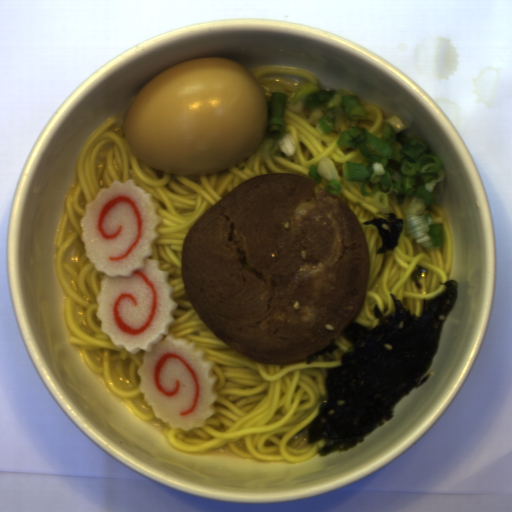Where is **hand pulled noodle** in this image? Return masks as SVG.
Listing matches in <instances>:
<instances>
[{
  "label": "hand pulled noodle",
  "instance_id": "772679e5",
  "mask_svg": "<svg viewBox=\"0 0 512 512\" xmlns=\"http://www.w3.org/2000/svg\"><path fill=\"white\" fill-rule=\"evenodd\" d=\"M316 186L313 188L314 194L319 191V189H325L327 185V181L325 178H322V183H316Z\"/></svg>",
  "mask_w": 512,
  "mask_h": 512
},
{
  "label": "hand pulled noodle",
  "instance_id": "14784b9a",
  "mask_svg": "<svg viewBox=\"0 0 512 512\" xmlns=\"http://www.w3.org/2000/svg\"><path fill=\"white\" fill-rule=\"evenodd\" d=\"M250 71L266 104L275 91L288 97L283 121L286 133L293 138L294 154L289 158L261 159L257 148L233 168L213 174L171 175L140 161L127 143L124 124L119 125V118L114 115L107 116L82 144L76 158L75 181L56 230L55 270L65 294L63 315L71 346L78 348L86 366L102 379L107 391L122 399L137 418L142 422L159 419L139 388L137 370L143 364L144 350L130 354L124 347L117 348L101 331L96 298L105 274L98 272L86 256L81 240L80 222L86 214V204L93 202L101 189H109L115 180L124 183L133 179L135 185L152 195V202L157 205L155 214L162 219L155 228L158 237L152 243L149 258L156 259L160 270L168 272L172 298L178 303L169 334L198 344L214 361L213 375L218 378L214 387L218 398L212 404L215 413L206 419L205 426L183 431L165 423L166 441L188 454L227 446L244 459L301 464L314 458L328 442L322 438L309 443L307 430L324 402L327 370L342 364V355L350 343L341 333L334 341L339 349L333 354L318 355L311 365H307L308 359L271 364L237 354L205 325L185 292L181 256L186 235L210 206L245 181L277 173L307 178L310 165L330 158L342 184V192L336 197L358 218L370 257L365 299L360 313L351 322L374 329L380 322L374 313L376 304L384 315L394 312L391 293L418 317L422 314V300L444 293L443 283L450 281L448 274L453 261L451 229L444 209L434 202L430 204L422 213H429L433 223H442L444 243L442 248L428 250L408 237L406 218L396 195H389L386 212L374 205L373 196L361 193L362 182L346 181L345 162L366 161L359 149L340 148L339 136L349 128H365L380 138L385 121L380 108L368 104L362 107L364 119L345 120L337 130L320 134L308 118L289 110L295 90L307 84L317 86L313 73L289 64L263 65ZM392 212L404 220L403 232L393 250L377 254L383 244L377 228L362 223L376 217L387 219ZM418 264L429 270L420 279V290L410 278Z\"/></svg>",
  "mask_w": 512,
  "mask_h": 512
}]
</instances>
